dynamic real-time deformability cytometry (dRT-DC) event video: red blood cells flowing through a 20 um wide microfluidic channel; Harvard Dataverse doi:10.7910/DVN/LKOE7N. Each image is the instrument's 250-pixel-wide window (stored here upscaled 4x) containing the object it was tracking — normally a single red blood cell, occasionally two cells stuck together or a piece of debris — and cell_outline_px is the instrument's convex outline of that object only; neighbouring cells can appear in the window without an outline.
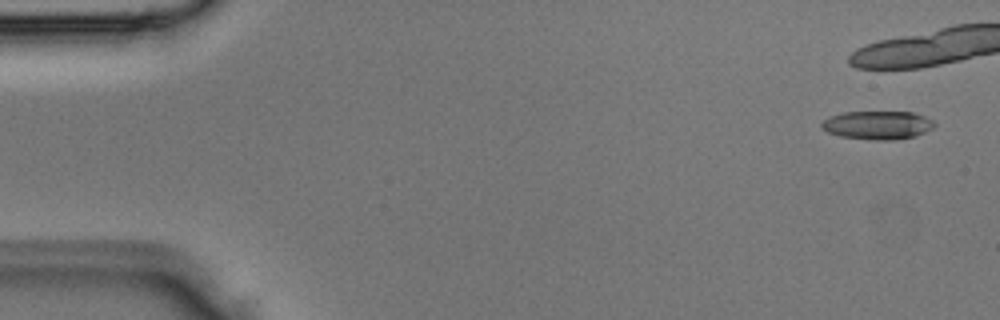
{"species": "Egyptian fruit bat (a non-hibernating species)", "species_latin": "Rousettus aegyptiacus", "temperature_condition": "room temperature", "stored_images_in_passage": 4, "camera_frame_rate_fps": 3000, "um_per_image_px": 0.085, "animal": {"sex": "male"}, "frame": {"image": 1, "passage_image": 1, "time_ms": 0.0, "image_size_px": [1000, 320], "cell_outline_px": [[936, 124], [932, 128], [916, 136], [896, 140], [872, 140], [840, 136], [828, 132], [820, 124], [828, 116], [844, 112], [912, 112], [924, 116], [932, 120]], "centroid_in_image_um": [74.6, 10.64], "position_along_channel_um": 10.4, "area_um2": 18.67}}
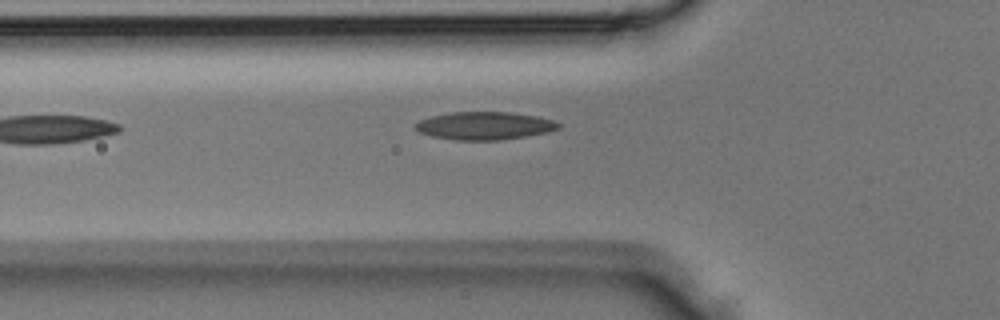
{"frame": {"image": 2, "passage_image": 4, "time_ms": 1.0, "image_size_px": [1000, 320], "cell_outline_px": [[560, 128], [548, 132], [500, 140], [456, 140], [432, 136], [420, 132], [412, 124], [420, 120], [432, 116], [452, 112], [508, 112], [536, 116], [552, 120], [560, 124]], "centroid_in_image_um": [41.17, 10.69], "position_along_channel_um": 84.6, "area_um2": 23.06}}